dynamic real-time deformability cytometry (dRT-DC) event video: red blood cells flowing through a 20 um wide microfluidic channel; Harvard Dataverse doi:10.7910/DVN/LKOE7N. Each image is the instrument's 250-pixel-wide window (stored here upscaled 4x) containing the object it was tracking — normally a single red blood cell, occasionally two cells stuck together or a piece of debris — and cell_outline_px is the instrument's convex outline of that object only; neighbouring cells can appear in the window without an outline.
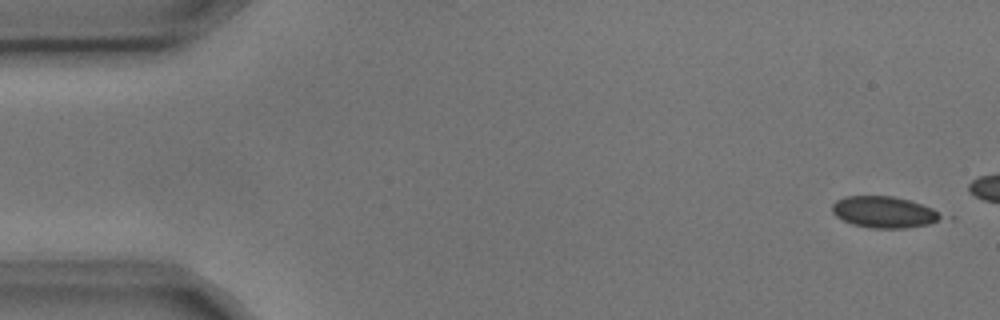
{"species": "common noctule bat (a hibernating species)", "species_latin": "Nyctalus noctula", "temperature_condition": "cold", "stored_images_in_passage": 4, "camera_frame_rate_fps": 3000, "um_per_image_px": 0.085, "animal": {"sex": "male", "body_mass_g": 17.9, "forearm_length_mm": 54.2}, "frame": {"image": 1, "passage_image": 1, "time_ms": 0.0, "image_size_px": [1000, 320], "cell_outline_px": [[944, 216], [928, 224], [908, 228], [872, 228], [852, 224], [836, 216], [832, 212], [832, 204], [836, 200], [844, 196], [892, 196], [908, 200], [932, 208]], "centroid_in_image_um": [75.1, 18.02], "position_along_channel_um": 9.9, "area_um2": 19.77}}